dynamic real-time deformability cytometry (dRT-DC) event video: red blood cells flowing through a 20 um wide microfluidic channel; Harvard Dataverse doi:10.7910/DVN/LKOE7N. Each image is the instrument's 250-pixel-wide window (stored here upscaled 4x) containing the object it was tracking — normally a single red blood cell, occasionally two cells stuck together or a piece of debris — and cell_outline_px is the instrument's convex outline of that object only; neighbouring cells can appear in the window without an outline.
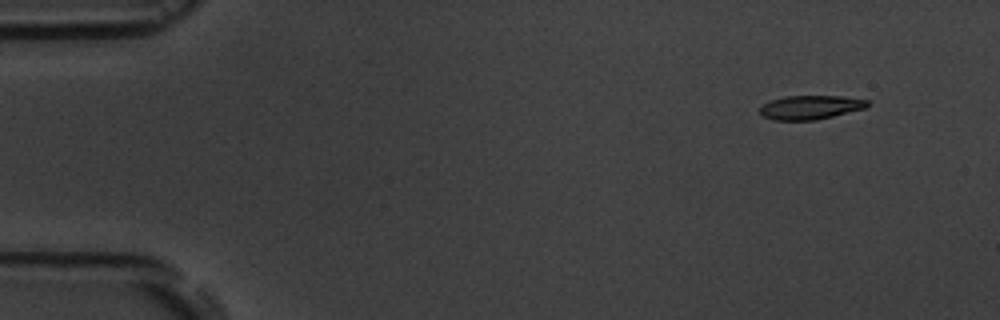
{"species": "common noctule bat (a hibernating species)", "species_latin": "Nyctalus noctula", "temperature_condition": "room temperature", "stored_images_in_passage": 10, "camera_frame_rate_fps": 3000, "um_per_image_px": 0.085, "animal": {"sex": "male", "body_mass_g": 19.5, "forearm_length_mm": 54.6}, "frame": {"image": 1, "passage_image": 1, "time_ms": 0.0, "image_size_px": [1000, 320], "cell_outline_px": [[868, 104], [864, 108], [816, 120], [772, 120], [760, 116], [760, 108], [764, 104], [772, 100], [784, 96], [844, 96], [868, 100]], "centroid_in_image_um": [68.84, 9.12], "position_along_channel_um": 16.2, "area_um2": 14.91}}
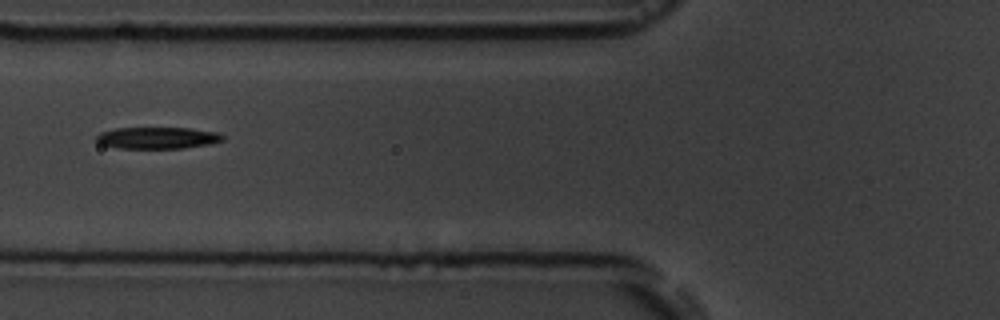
{"frame": {"image": 2, "passage_image": 6, "time_ms": 5.667, "image_size_px": [1000, 320], "cell_outline_px": [[224, 140], [208, 144], [184, 148], [120, 148], [100, 144], [96, 140], [96, 136], [100, 132], [116, 128], [192, 128], [220, 132], [224, 136]], "centroid_in_image_um": [13.41, 11.71], "position_along_channel_um": 112.4, "area_um2": 16.01}}
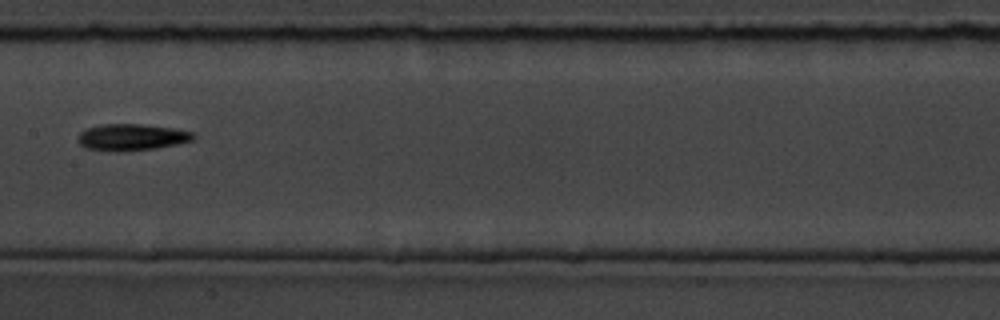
{"frame": {"image": 3, "passage_image": 8, "time_ms": 8.0, "image_size_px": [1000, 320], "cell_outline_px": [[196, 136], [192, 140], [176, 144], [156, 148], [124, 152], [84, 148], [76, 140], [76, 136], [84, 128], [100, 124], [140, 124], [176, 128], [192, 132]], "centroid_in_image_um": [11.14, 11.65], "position_along_channel_um": 196.3, "area_um2": 18.15}}